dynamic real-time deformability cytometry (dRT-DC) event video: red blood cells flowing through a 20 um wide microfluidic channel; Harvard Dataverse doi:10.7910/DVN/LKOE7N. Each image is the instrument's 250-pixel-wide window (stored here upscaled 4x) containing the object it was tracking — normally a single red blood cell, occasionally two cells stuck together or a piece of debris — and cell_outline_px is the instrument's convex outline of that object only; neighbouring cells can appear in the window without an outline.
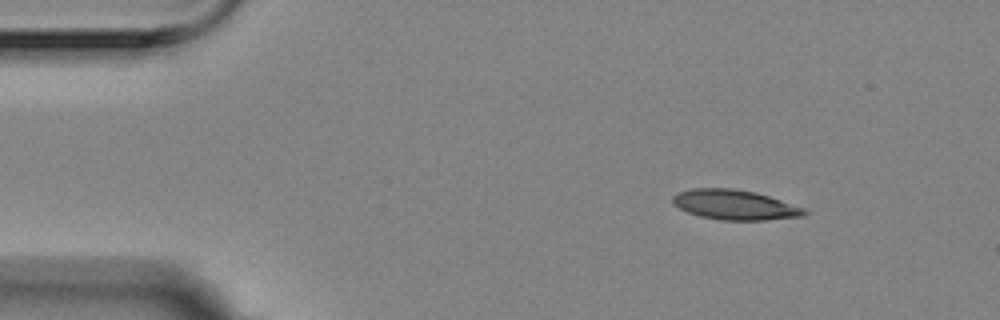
{"species": "Egyptian fruit bat (a non-hibernating species)", "species_latin": "Rousettus aegyptiacus", "temperature_condition": "room temperature", "stored_images_in_passage": 3, "camera_frame_rate_fps": 3000, "um_per_image_px": 0.085, "animal": {"sex": "female"}, "frame": {"image": 1, "passage_image": 1, "time_ms": 0.0, "image_size_px": [1000, 320], "cell_outline_px": [[808, 212], [804, 216], [764, 220], [720, 220], [700, 216], [688, 212], [672, 204], [672, 196], [676, 192], [692, 188], [732, 188], [756, 192], [804, 208]], "centroid_in_image_um": [62.42, 17.4], "position_along_channel_um": 22.6, "area_um2": 22.95}}